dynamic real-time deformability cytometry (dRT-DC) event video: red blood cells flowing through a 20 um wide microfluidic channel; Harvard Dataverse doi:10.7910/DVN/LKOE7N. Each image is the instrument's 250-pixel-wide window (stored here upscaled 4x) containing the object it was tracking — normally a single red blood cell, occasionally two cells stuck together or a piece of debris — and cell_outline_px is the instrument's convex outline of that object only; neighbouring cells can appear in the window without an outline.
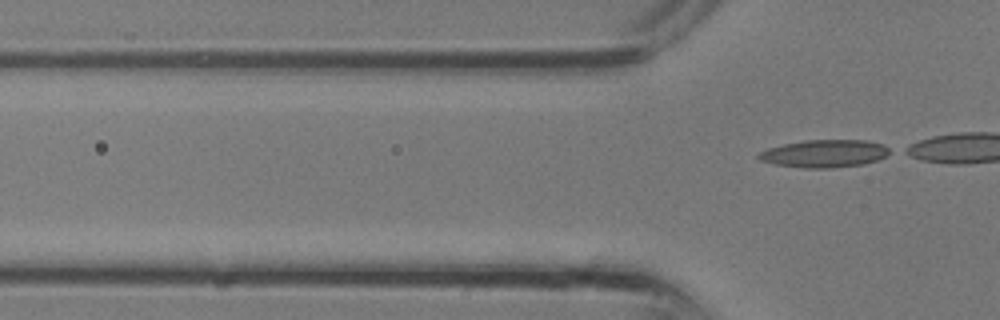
{"species": "common noctule bat (a hibernating species)", "species_latin": "Nyctalus noctula", "temperature_condition": "room temperature", "stored_images_in_passage": 5, "camera_frame_rate_fps": 3000, "um_per_image_px": 0.085, "animal": {"sex": "male", "body_mass_g": 13.3}, "frame": {"image": 1, "passage_image": 5, "time_ms": 1.333, "image_size_px": [1000, 320], "cell_outline_px": [[892, 152], [876, 160], [864, 164], [832, 168], [804, 168], [776, 164], [760, 160], [756, 156], [760, 152], [768, 148], [784, 144], [804, 140], [868, 140], [880, 144], [888, 148]], "centroid_in_image_um": [70.07, 13.05], "position_along_channel_um": 55.7, "area_um2": 20.98}}